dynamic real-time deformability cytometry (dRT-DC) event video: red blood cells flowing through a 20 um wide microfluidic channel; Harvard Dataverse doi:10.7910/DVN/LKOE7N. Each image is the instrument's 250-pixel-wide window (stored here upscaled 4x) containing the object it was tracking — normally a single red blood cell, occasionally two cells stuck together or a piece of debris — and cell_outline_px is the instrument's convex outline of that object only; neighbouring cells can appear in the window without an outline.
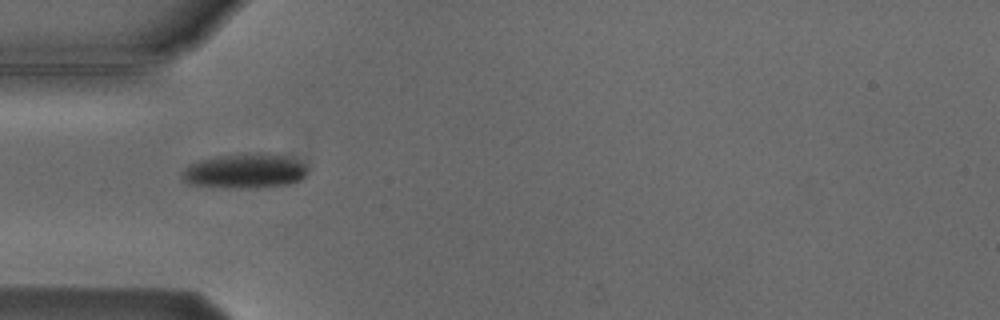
{"species": "Egyptian fruit bat (a non-hibernating species)", "species_latin": "Rousettus aegyptiacus", "temperature_condition": "cold", "stored_images_in_passage": 4, "camera_frame_rate_fps": 3000, "um_per_image_px": 0.085, "animal": {"sex": "male"}, "frame": {"image": 1, "passage_image": 1, "time_ms": 0.0, "image_size_px": [1000, 320], "cell_outline_px": [[308, 172], [300, 180], [288, 184], [256, 188], [240, 188], [188, 184], [180, 176], [180, 172], [188, 164], [200, 160], [216, 156], [260, 152], [284, 156], [296, 160], [304, 164], [308, 168]], "centroid_in_image_um": [20.79, 14.53], "position_along_channel_um": 64.2, "area_um2": 25.43}}
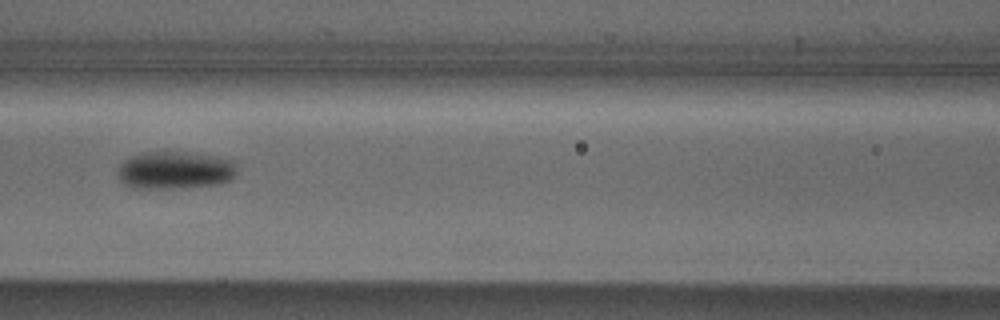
{"frame": {"image": 2, "passage_image": 3, "time_ms": 2.333, "image_size_px": [1000, 320], "cell_outline_px": [[236, 176], [232, 180], [220, 184], [168, 188], [132, 188], [124, 184], [120, 180], [116, 172], [116, 168], [128, 156], [140, 152], [196, 152], [236, 160]], "centroid_in_image_um": [14.88, 14.45], "position_along_channel_um": 151.7, "area_um2": 26.82}}
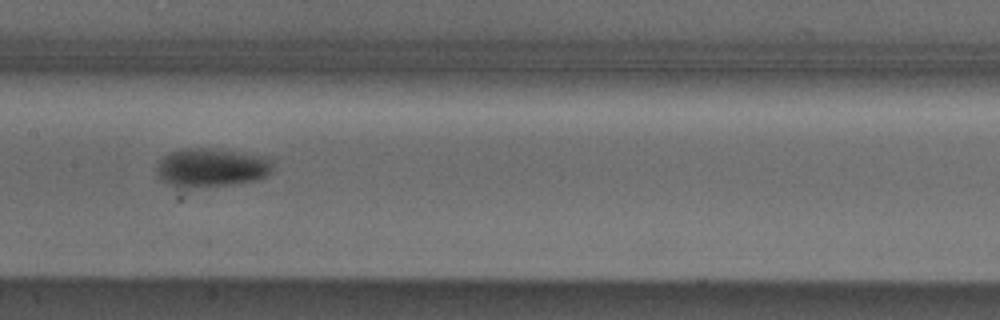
{"frame": {"image": 3, "passage_image": 4, "time_ms": 3.333, "image_size_px": [1000, 320], "cell_outline_px": [[272, 168], [260, 180], [236, 184], [188, 188], [172, 188], [160, 180], [156, 176], [156, 164], [164, 156], [172, 152], [184, 148], [212, 148], [268, 156], [272, 160]], "centroid_in_image_um": [17.92, 14.26], "position_along_channel_um": 189.5, "area_um2": 26.82}}